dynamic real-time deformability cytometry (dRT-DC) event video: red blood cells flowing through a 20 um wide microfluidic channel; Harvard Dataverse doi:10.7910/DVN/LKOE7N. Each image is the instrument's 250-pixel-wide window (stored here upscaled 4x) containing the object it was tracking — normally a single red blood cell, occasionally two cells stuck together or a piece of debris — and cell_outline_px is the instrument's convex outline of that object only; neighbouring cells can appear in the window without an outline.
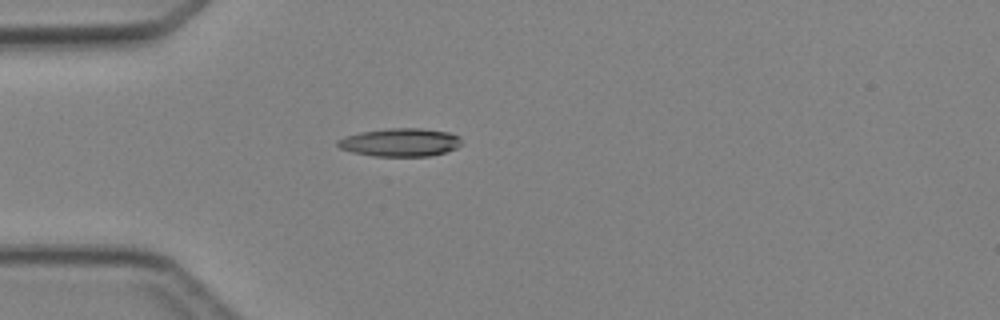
{"species": "Egyptian fruit bat (a non-hibernating species)", "species_latin": "Rousettus aegyptiacus", "temperature_condition": "cold", "stored_images_in_passage": 1, "camera_frame_rate_fps": 3000, "um_per_image_px": 0.085, "animal": {"sex": "female"}, "frame": {"image": 1, "passage_image": 1, "time_ms": 0.0, "image_size_px": [1000, 320], "cell_outline_px": [[460, 144], [456, 148], [444, 152], [428, 156], [372, 156], [352, 152], [340, 148], [336, 144], [336, 140], [360, 132], [388, 128], [424, 128], [448, 132], [460, 136]], "centroid_in_image_um": [34.0, 12.09], "position_along_channel_um": 51.0, "area_um2": 20.29}}